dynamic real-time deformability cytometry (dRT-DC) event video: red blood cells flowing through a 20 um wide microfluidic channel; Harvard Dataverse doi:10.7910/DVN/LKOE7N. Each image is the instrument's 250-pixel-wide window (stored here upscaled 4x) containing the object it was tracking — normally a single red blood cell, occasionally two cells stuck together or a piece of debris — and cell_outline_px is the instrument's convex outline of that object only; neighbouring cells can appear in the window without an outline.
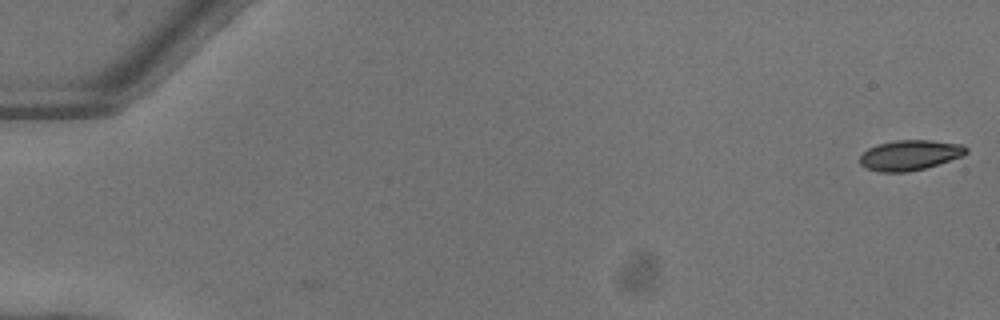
{"species": "common noctule bat (a hibernating species)", "species_latin": "Nyctalus noctula", "temperature_condition": "warm", "stored_images_in_passage": 10, "camera_frame_rate_fps": 3000, "um_per_image_px": 0.085, "animal": {"sex": "female"}, "frame": {"image": 1, "passage_image": 1, "time_ms": 0.0, "image_size_px": [1000, 320], "cell_outline_px": [[968, 152], [964, 156], [924, 168], [908, 172], [880, 172], [864, 168], [860, 164], [860, 156], [868, 148], [876, 144], [896, 140], [932, 140], [964, 144], [968, 148]], "centroid_in_image_um": [77.35, 13.18], "position_along_channel_um": 7.6, "area_um2": 18.96}}